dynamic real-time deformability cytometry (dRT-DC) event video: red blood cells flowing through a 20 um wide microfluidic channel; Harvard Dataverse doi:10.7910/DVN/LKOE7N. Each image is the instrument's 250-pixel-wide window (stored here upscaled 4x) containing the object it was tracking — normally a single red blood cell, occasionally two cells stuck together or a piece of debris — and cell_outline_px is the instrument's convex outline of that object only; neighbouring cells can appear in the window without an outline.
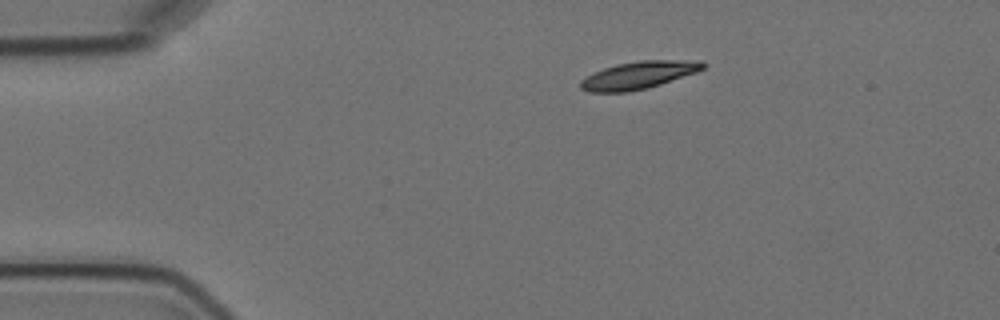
{"species": "Egyptian fruit bat (a non-hibernating species)", "species_latin": "Rousettus aegyptiacus", "temperature_condition": "cold", "stored_images_in_passage": 3, "camera_frame_rate_fps": 3000, "um_per_image_px": 0.085, "animal": {"sex": "female"}, "frame": {"image": 1, "passage_image": 1, "time_ms": 0.0, "image_size_px": [1000, 320], "cell_outline_px": [[708, 64], [704, 68], [696, 72], [648, 88], [628, 92], [588, 92], [580, 88], [580, 80], [604, 68], [616, 64], [640, 60], [700, 60]], "centroid_in_image_um": [54.3, 6.38], "position_along_channel_um": 30.7, "area_um2": 19.59}}